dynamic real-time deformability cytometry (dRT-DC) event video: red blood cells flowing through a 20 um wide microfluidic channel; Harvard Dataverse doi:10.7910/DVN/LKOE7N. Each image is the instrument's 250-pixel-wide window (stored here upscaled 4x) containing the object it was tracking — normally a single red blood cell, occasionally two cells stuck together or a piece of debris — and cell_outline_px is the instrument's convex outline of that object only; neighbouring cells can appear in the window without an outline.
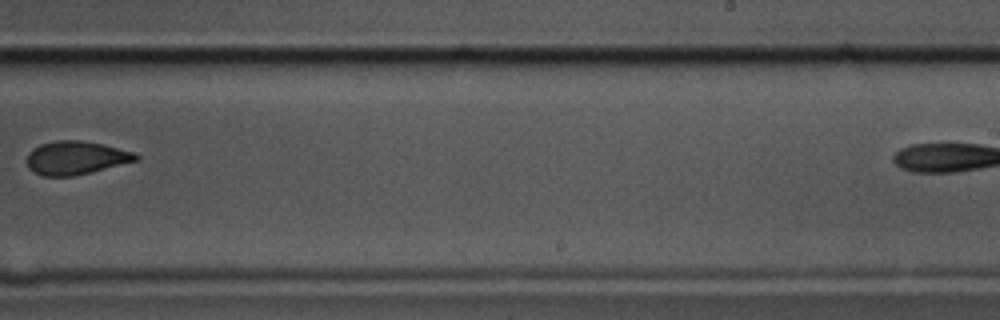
{"species": "common noctule bat (a hibernating species)", "species_latin": "Nyctalus noctula", "temperature_condition": "cold", "stored_images_in_passage": 7, "camera_frame_rate_fps": 3000, "um_per_image_px": 0.085, "animal": {"sex": "male", "body_mass_g": 17.5, "forearm_length_mm": 52.3}, "frame": {"image": 1, "passage_image": 6, "time_ms": 1.667, "image_size_px": [1000, 320], "cell_outline_px": [[140, 160], [72, 176], [44, 176], [32, 172], [28, 168], [28, 152], [32, 148], [40, 144], [56, 140], [80, 140], [100, 144], [136, 152], [140, 156]], "centroid_in_image_um": [6.44, 13.41], "position_along_channel_um": 282.6, "area_um2": 21.21}}